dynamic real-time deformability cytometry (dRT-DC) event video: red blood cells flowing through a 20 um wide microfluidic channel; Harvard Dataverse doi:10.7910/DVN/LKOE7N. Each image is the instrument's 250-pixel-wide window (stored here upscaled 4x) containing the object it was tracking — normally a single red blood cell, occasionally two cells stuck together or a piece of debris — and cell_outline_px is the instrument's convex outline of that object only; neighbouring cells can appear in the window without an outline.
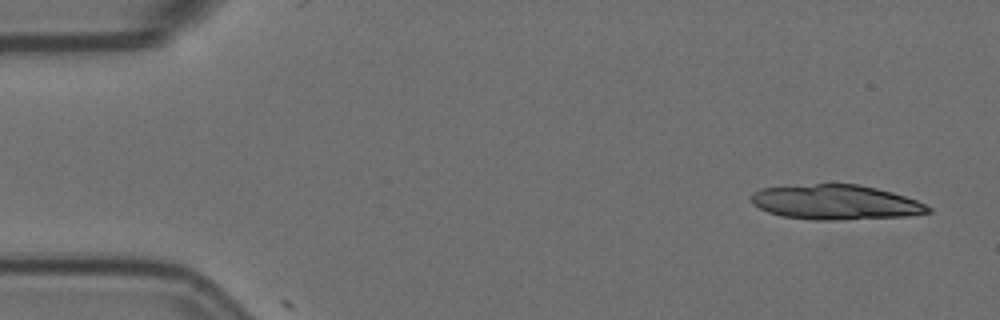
{"species": "Egyptian fruit bat (a non-hibernating species)", "species_latin": "Rousettus aegyptiacus", "temperature_condition": "room temperature", "stored_images_in_passage": 2, "camera_frame_rate_fps": 3000, "um_per_image_px": 0.085, "animal": {"sex": "female"}, "frame": {"image": 1, "passage_image": 1, "time_ms": 0.0, "image_size_px": [1000, 320], "cell_outline_px": [[932, 212], [908, 216], [836, 220], [812, 220], [780, 216], [768, 212], [752, 204], [748, 196], [752, 192], [760, 188], [816, 184], [860, 184], [892, 192], [916, 200], [932, 208]], "centroid_in_image_um": [70.99, 17.19], "position_along_channel_um": 14.0, "area_um2": 36.07}}